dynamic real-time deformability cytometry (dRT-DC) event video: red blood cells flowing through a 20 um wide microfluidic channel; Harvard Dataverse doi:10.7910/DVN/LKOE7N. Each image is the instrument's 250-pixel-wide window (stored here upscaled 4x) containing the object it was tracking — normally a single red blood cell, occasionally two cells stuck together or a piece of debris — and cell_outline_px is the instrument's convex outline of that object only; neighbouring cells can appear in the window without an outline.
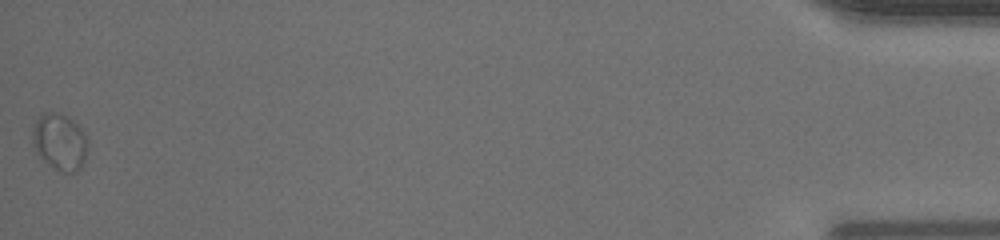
{"species": "human", "species_latin": "Homo sapiens", "temperature_condition": "warm", "stored_images_in_passage": 48, "camera_frame_rate_fps": 3000, "um_per_image_px": 0.085, "donor": {"sex": "male"}, "frame": {"image": 1, "passage_image": 48, "time_ms": 15.667, "image_size_px": [1000, 240], "cell_outline_px": [[88, 144], [84, 164], [76, 172], [64, 172], [56, 168], [40, 156], [36, 152], [32, 144], [32, 132], [36, 120], [44, 112], [60, 112], [68, 116], [84, 132], [88, 140]], "centroid_in_image_um": [5.1, 12.03], "position_along_channel_um": 430.1, "area_um2": 18.21}}